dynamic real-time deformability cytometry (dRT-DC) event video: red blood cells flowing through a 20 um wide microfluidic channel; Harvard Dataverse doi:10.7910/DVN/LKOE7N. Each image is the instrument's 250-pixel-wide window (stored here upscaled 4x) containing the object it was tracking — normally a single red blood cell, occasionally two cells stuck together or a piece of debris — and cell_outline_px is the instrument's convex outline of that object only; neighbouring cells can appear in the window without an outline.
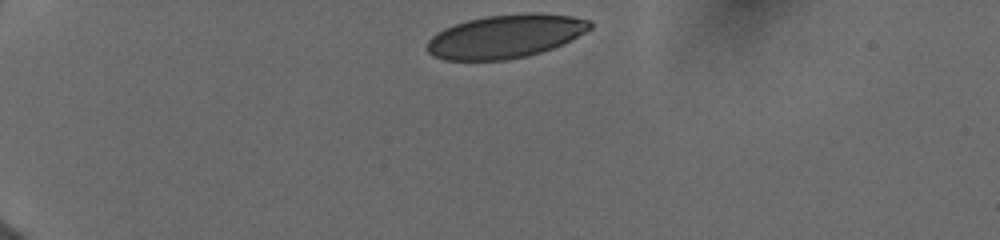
{"species": "human", "species_latin": "Homo sapiens", "temperature_condition": "cold", "stored_images_in_passage": 18, "camera_frame_rate_fps": 3000, "um_per_image_px": 0.085, "donor": {"sex": "female"}, "frame": {"image": 1, "passage_image": 1, "time_ms": 0.0, "image_size_px": [1000, 240], "cell_outline_px": [[592, 28], [552, 48], [540, 52], [524, 56], [504, 60], [444, 60], [432, 56], [428, 52], [428, 40], [436, 32], [444, 28], [468, 20], [488, 16], [524, 12], [540, 12], [572, 16], [588, 20], [592, 24]], "centroid_in_image_um": [42.93, 3.07], "position_along_channel_um": 42.1, "area_um2": 40.98}}
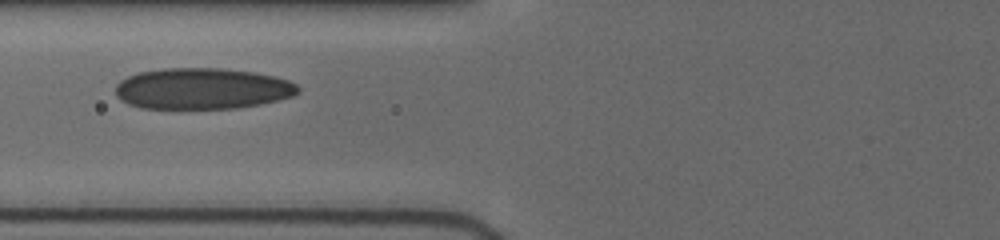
{"frame": {"image": 2, "passage_image": 10, "time_ms": 3.333, "image_size_px": [1000, 240], "cell_outline_px": [[300, 92], [292, 96], [260, 104], [236, 108], [140, 108], [128, 104], [120, 100], [116, 96], [116, 84], [120, 80], [136, 72], [160, 68], [224, 68], [252, 72], [276, 76], [288, 80], [296, 84], [300, 88]], "centroid_in_image_um": [17.16, 7.52], "position_along_channel_um": 108.6, "area_um2": 44.04}}
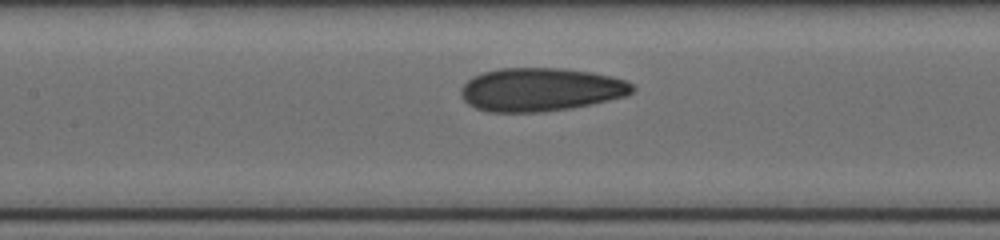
{"frame": {"image": 3, "passage_image": 14, "time_ms": 4.667, "image_size_px": [1000, 240], "cell_outline_px": [[636, 88], [628, 96], [592, 104], [572, 108], [544, 112], [488, 112], [476, 108], [468, 104], [460, 96], [460, 88], [472, 76], [480, 72], [500, 68], [564, 68], [592, 72], [612, 76], [624, 80], [632, 84]], "centroid_in_image_um": [45.95, 7.61], "position_along_channel_um": 161.5, "area_um2": 43.87}}